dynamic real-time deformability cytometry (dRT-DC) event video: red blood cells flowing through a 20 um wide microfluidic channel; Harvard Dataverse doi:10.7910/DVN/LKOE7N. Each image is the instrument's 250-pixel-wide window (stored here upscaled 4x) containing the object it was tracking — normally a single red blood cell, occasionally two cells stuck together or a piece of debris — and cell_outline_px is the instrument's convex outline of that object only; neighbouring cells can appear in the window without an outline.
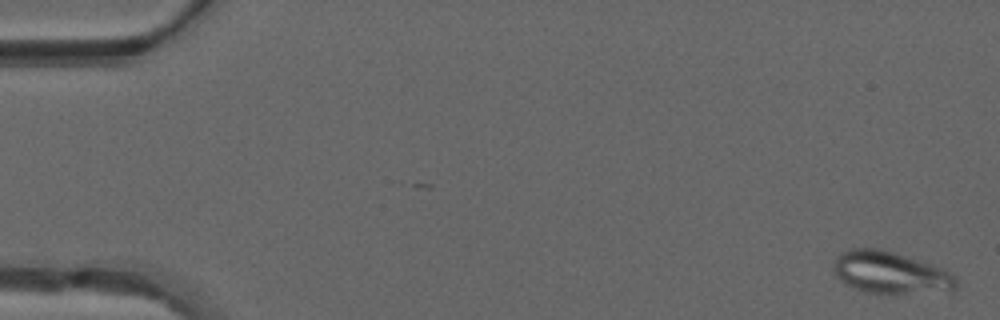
{"species": "common noctule bat (a hibernating species)", "species_latin": "Nyctalus noctula", "temperature_condition": "warm", "stored_images_in_passage": 50, "camera_frame_rate_fps": 3000, "um_per_image_px": 0.085, "animal": {"sex": "male", "forearm_length_mm": 52.5}, "frame": {"image": 1, "passage_image": 2, "time_ms": 0.333, "image_size_px": [1000, 320], "cell_outline_px": [[956, 288], [904, 292], [868, 292], [856, 288], [840, 280], [836, 276], [832, 268], [836, 256], [840, 252], [848, 248], [880, 248], [940, 268], [956, 276]], "centroid_in_image_um": [75.55, 23.12], "position_along_channel_um": 9.5, "area_um2": 28.78}}
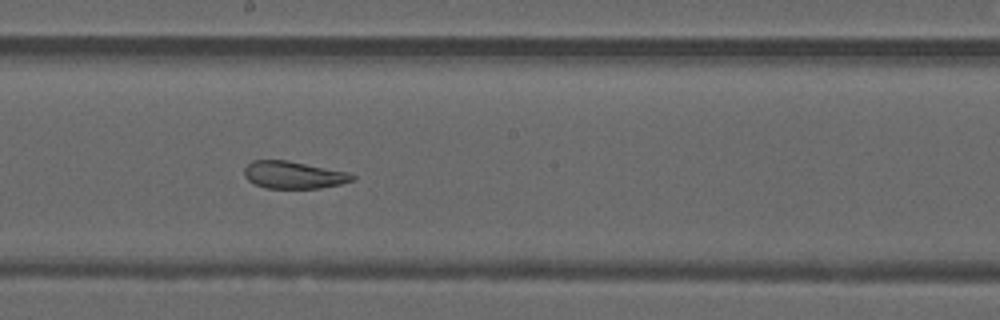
{"frame": {"image": 2, "passage_image": 28, "time_ms": 9.0, "image_size_px": [1000, 320], "cell_outline_px": [[356, 180], [340, 184], [320, 188], [264, 188], [248, 180], [244, 176], [244, 168], [252, 160], [288, 160], [348, 172], [356, 176]], "centroid_in_image_um": [24.96, 14.86], "position_along_channel_um": 223.2, "area_um2": 17.28}}
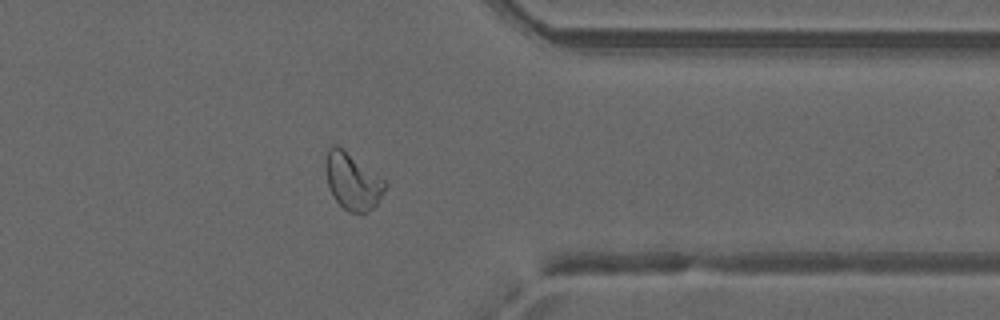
{"frame": {"image": 3, "passage_image": 40, "time_ms": 13.0, "image_size_px": [1000, 320], "cell_outline_px": [[388, 184], [376, 204], [368, 212], [348, 212], [336, 200], [328, 184], [324, 168], [324, 160], [328, 148], [332, 144], [336, 144], [384, 180]], "centroid_in_image_um": [29.93, 15.39], "position_along_channel_um": 381.5, "area_um2": 19.25}, "authors_computed_cell_mechanics": {"area_um2": 22.0507, "velocity_mm_per_s": 4.1784, "shape_relaxation_time_tau1_ms": null, "shape_relaxation_time_tau2_ms": 1.0962, "deformation_change_tau1": null, "deformation_change_tau2": 0.0656}}